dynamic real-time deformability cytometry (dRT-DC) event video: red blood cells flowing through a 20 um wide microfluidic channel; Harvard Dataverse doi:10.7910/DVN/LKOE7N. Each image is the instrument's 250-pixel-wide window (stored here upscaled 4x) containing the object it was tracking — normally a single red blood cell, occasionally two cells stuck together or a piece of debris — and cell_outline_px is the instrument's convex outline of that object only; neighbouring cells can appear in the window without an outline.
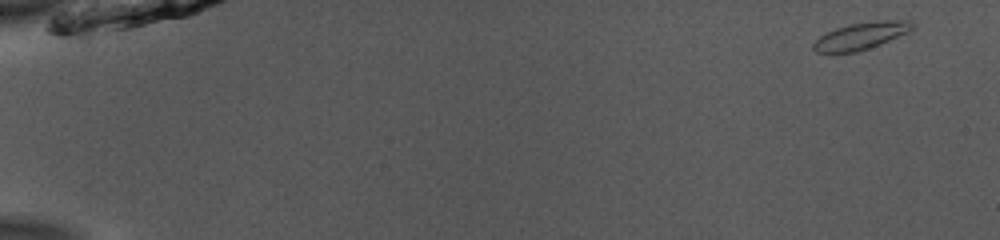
{"species": "common noctule bat (a hibernating species)", "species_latin": "Nyctalus noctula", "temperature_condition": "room temperature", "stored_images_in_passage": 51, "camera_frame_rate_fps": 3000, "um_per_image_px": 0.085, "animal": {"sex": "male", "body_mass_g": 13.0, "forearm_length_mm": 53.1}, "frame": {"image": 1, "passage_image": 1, "time_ms": 0.0, "image_size_px": [1000, 240], "cell_outline_px": [[916, 24], [908, 32], [880, 44], [856, 52], [816, 52], [812, 48], [812, 44], [820, 36], [836, 28], [852, 24], [884, 20], [908, 20]], "centroid_in_image_um": [73.2, 3.05], "position_along_channel_um": 11.8, "area_um2": 15.26}}
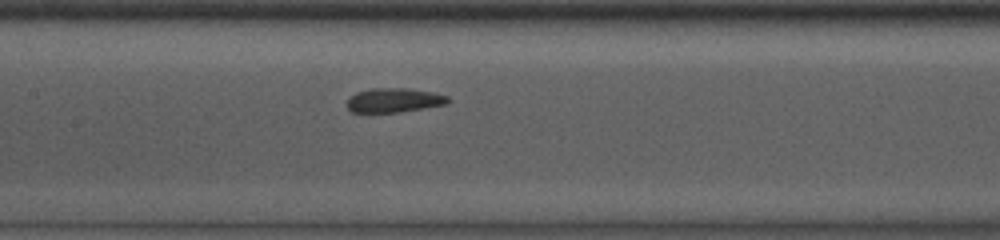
{"frame": {"image": 2, "passage_image": 25, "time_ms": 8.0, "image_size_px": [1000, 240], "cell_outline_px": [[452, 100], [444, 104], [424, 108], [400, 112], [352, 112], [348, 108], [348, 100], [356, 92], [372, 88], [408, 88], [432, 92], [448, 96]], "centroid_in_image_um": [33.52, 8.51], "position_along_channel_um": 173.9, "area_um2": 14.16}}
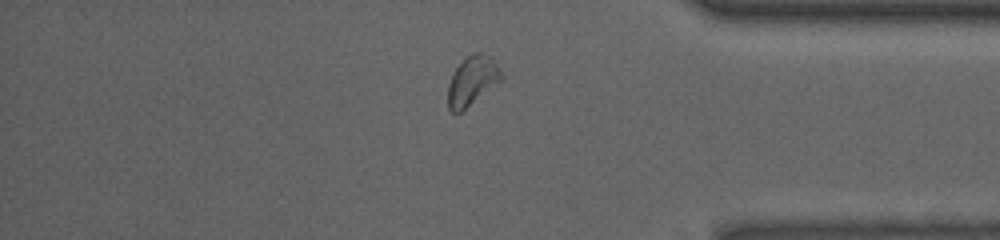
{"frame": {"image": 3, "passage_image": 43, "time_ms": 14.0, "image_size_px": [1000, 240], "cell_outline_px": [[504, 76], [500, 80], [460, 112], [452, 112], [448, 108], [448, 84], [456, 68], [464, 56], [476, 52], [480, 52], [492, 56]], "centroid_in_image_um": [40.13, 6.81], "position_along_channel_um": 395.1, "area_um2": 15.09}, "authors_computed_cell_mechanics": {"area_um2": 14.8546, "velocity_mm_per_s": 3.9229, "shape_relaxation_time_tau1_ms": 2.4766, "shape_relaxation_time_tau2_ms": 1.4697, "deformation_change_tau1": 0.0988, "deformation_change_tau2": 0.0814}}